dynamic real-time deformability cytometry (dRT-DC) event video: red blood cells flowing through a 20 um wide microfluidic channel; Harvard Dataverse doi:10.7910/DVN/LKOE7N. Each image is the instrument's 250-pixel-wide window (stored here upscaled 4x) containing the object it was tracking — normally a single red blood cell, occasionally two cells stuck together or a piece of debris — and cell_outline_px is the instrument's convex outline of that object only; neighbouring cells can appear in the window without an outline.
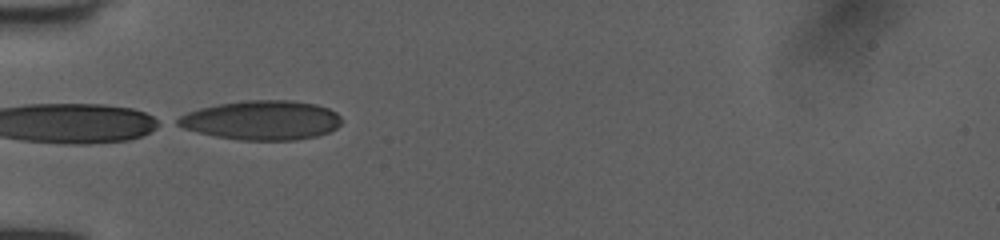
{"species": "human", "species_latin": "Homo sapiens", "temperature_condition": "room temperature", "stored_images_in_passage": 33, "camera_frame_rate_fps": 3000, "um_per_image_px": 0.085, "donor": {"sex": "female"}, "frame": {"image": 1, "passage_image": 1, "time_ms": 0.0, "image_size_px": [1000, 240], "cell_outline_px": [[344, 120], [336, 128], [328, 132], [316, 136], [292, 140], [240, 140], [216, 136], [184, 128], [176, 124], [172, 120], [188, 112], [200, 108], [220, 104], [244, 100], [292, 100], [316, 104], [328, 108], [336, 112]], "centroid_in_image_um": [22.26, 10.21], "position_along_channel_um": 62.7, "area_um2": 37.51}}
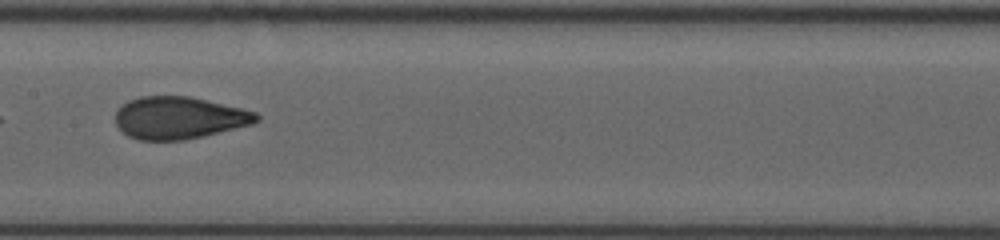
{"frame": {"image": 2, "passage_image": 11, "time_ms": 3.333, "image_size_px": [1000, 240], "cell_outline_px": [[260, 120], [252, 124], [184, 140], [140, 140], [128, 136], [116, 124], [116, 112], [128, 100], [140, 96], [192, 96], [256, 112], [260, 116]], "centroid_in_image_um": [15.23, 10.0], "position_along_channel_um": 192.2, "area_um2": 34.51}}
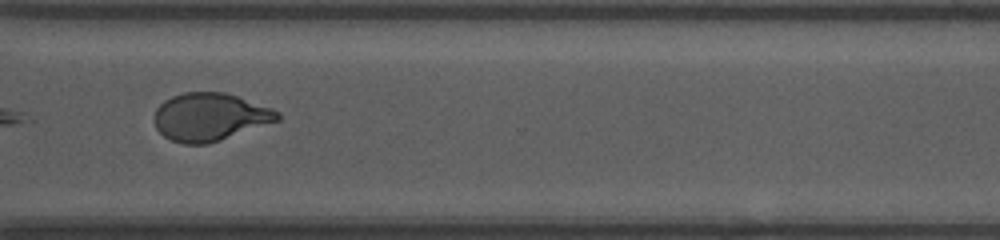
{"frame": {"image": 3, "passage_image": 23, "time_ms": 7.333, "image_size_px": [1000, 240], "cell_outline_px": [[280, 120], [208, 144], [184, 144], [172, 140], [164, 136], [156, 128], [156, 108], [164, 100], [172, 96], [184, 92], [224, 92], [272, 108], [280, 112]], "centroid_in_image_um": [17.85, 9.94], "position_along_channel_um": 352.7, "area_um2": 34.1}, "authors_computed_cell_mechanics": {"area_um2": 34.6222, "velocity_mm_per_s": 4.0311, "shape_relaxation_time_tau1_ms": 8.5402, "shape_relaxation_time_tau2_ms": 0.713, "deformation_change_tau1": 0.2437, "deformation_change_tau2": 0.071}}